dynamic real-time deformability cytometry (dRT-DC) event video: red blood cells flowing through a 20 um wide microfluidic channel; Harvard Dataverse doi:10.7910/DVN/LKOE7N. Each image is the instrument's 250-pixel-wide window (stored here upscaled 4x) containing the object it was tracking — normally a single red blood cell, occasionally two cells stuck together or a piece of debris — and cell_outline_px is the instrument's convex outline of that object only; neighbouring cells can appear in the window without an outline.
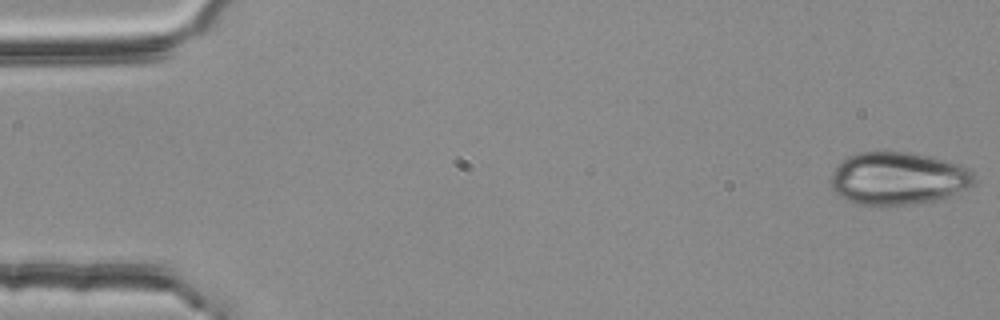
{"species": "common noctule bat (a hibernating species)", "species_latin": "Nyctalus noctula", "temperature_condition": "room temperature", "stored_images_in_passage": 12, "camera_frame_rate_fps": 3000, "um_per_image_px": 0.085, "animal": {"sex": "female", "body_mass_g": 25.1}, "frame": {"image": 1, "passage_image": 1, "time_ms": 0.0, "image_size_px": [1000, 320], "cell_outline_px": [[976, 180], [972, 184], [952, 196], [944, 200], [880, 208], [860, 204], [848, 200], [840, 196], [832, 188], [828, 180], [832, 172], [848, 156], [860, 152], [908, 152], [928, 156], [960, 164], [968, 168], [972, 172]], "centroid_in_image_um": [76.34, 15.21], "position_along_channel_um": 8.7, "area_um2": 44.68}}